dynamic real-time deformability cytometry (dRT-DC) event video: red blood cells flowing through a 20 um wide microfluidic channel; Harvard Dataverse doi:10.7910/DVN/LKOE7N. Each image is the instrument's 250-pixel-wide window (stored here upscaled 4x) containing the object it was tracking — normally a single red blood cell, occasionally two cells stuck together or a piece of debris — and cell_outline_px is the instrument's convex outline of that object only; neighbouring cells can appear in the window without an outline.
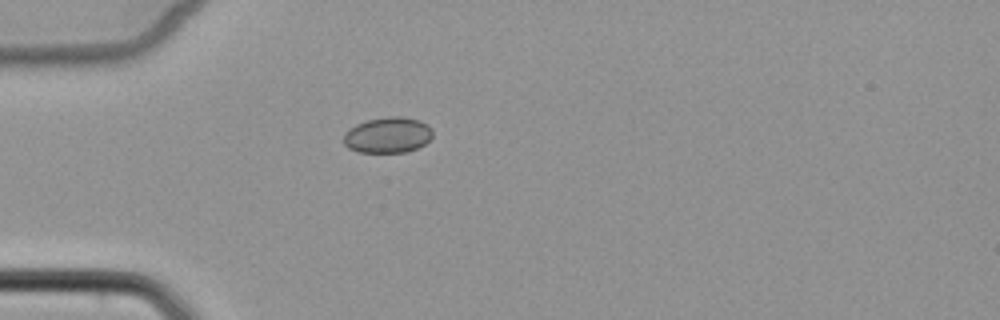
{"species": "common noctule bat (a hibernating species)", "species_latin": "Nyctalus noctula", "temperature_condition": "cold", "stored_images_in_passage": 5, "camera_frame_rate_fps": 3000, "um_per_image_px": 0.085, "animal": {"sex": "female", "body_mass_g": 22.7, "forearm_length_mm": 54.2}, "frame": {"image": 1, "passage_image": 4, "time_ms": 4.667, "image_size_px": [1000, 320], "cell_outline_px": [[432, 136], [424, 144], [408, 152], [356, 152], [348, 148], [344, 144], [344, 132], [356, 124], [368, 120], [388, 116], [404, 116], [420, 120], [428, 124], [432, 128]], "centroid_in_image_um": [32.96, 11.47], "position_along_channel_um": 52.0, "area_um2": 18.73}}